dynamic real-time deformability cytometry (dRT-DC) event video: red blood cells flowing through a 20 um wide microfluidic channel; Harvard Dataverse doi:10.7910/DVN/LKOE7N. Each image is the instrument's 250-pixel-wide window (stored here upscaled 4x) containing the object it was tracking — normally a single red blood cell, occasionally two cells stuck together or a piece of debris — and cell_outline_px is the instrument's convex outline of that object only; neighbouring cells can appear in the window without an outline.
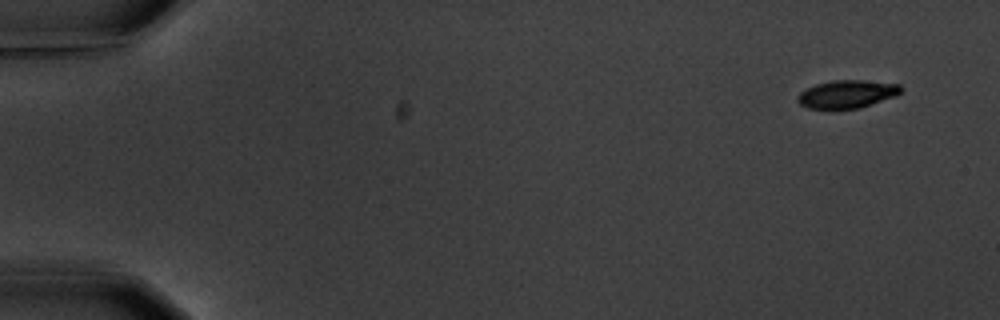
{"species": "common noctule bat (a hibernating species)", "species_latin": "Nyctalus noctula", "temperature_condition": "warm", "stored_images_in_passage": 4, "camera_frame_rate_fps": 3000, "um_per_image_px": 0.085, "animal": {"sex": "male", "body_mass_g": 20.1, "forearm_length_mm": 53.5}, "frame": {"image": 1, "passage_image": 1, "time_ms": 0.0, "image_size_px": [1000, 320], "cell_outline_px": [[904, 88], [896, 96], [860, 108], [808, 108], [800, 104], [796, 100], [796, 96], [800, 92], [816, 84], [832, 80], [864, 80], [900, 84]], "centroid_in_image_um": [72.02, 7.98], "position_along_channel_um": 13.0, "area_um2": 16.82}}